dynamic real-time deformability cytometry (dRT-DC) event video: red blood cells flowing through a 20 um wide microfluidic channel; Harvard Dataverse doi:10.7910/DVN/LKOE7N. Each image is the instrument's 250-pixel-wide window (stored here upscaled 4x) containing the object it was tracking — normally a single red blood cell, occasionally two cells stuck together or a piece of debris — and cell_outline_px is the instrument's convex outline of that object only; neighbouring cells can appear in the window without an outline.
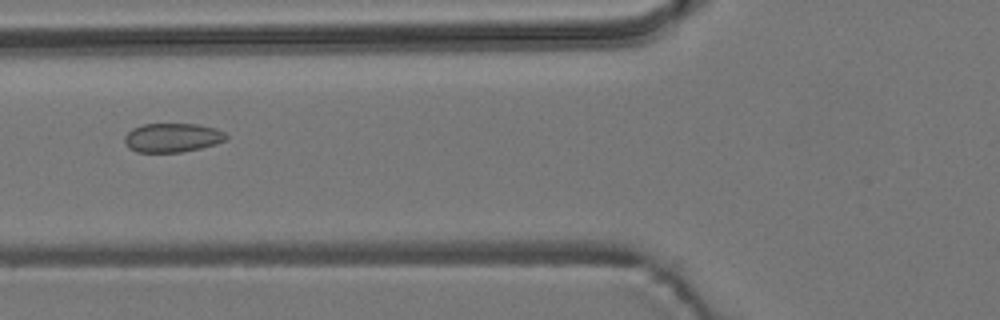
{"species": "common noctule bat (a hibernating species)", "species_latin": "Nyctalus noctula", "temperature_condition": "room temperature", "stored_images_in_passage": 8, "camera_frame_rate_fps": 3000, "um_per_image_px": 0.085, "animal": {"sex": "male", "body_mass_g": 19.2, "forearm_length_mm": 51.8}, "frame": {"image": 1, "passage_image": 5, "time_ms": 4.667, "image_size_px": [1000, 320], "cell_outline_px": [[228, 140], [216, 144], [200, 148], [180, 152], [136, 152], [128, 148], [124, 140], [124, 136], [132, 128], [144, 124], [196, 124], [216, 128], [224, 132], [228, 136]], "centroid_in_image_um": [14.66, 11.7], "position_along_channel_um": 111.1, "area_um2": 17.28}}
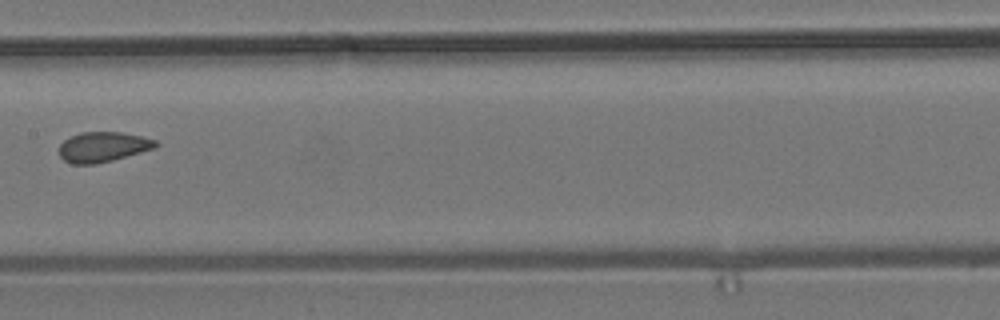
{"frame": {"image": 2, "passage_image": 7, "time_ms": 7.0, "image_size_px": [1000, 320], "cell_outline_px": [[160, 144], [156, 148], [112, 160], [96, 164], [72, 164], [64, 160], [60, 156], [60, 144], [64, 140], [80, 132], [124, 132], [156, 140]], "centroid_in_image_um": [8.77, 12.48], "position_along_channel_um": 198.6, "area_um2": 16.94}}
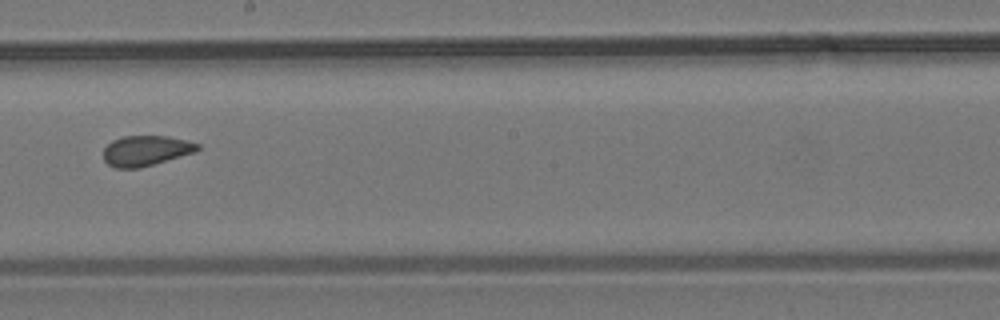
{"frame": {"image": 3, "passage_image": 8, "time_ms": 8.0, "image_size_px": [1000, 320], "cell_outline_px": [[200, 148], [196, 152], [140, 168], [116, 168], [108, 164], [104, 160], [104, 148], [112, 140], [124, 136], [168, 136], [200, 144]], "centroid_in_image_um": [12.4, 12.81], "position_along_channel_um": 235.8, "area_um2": 16.59}}